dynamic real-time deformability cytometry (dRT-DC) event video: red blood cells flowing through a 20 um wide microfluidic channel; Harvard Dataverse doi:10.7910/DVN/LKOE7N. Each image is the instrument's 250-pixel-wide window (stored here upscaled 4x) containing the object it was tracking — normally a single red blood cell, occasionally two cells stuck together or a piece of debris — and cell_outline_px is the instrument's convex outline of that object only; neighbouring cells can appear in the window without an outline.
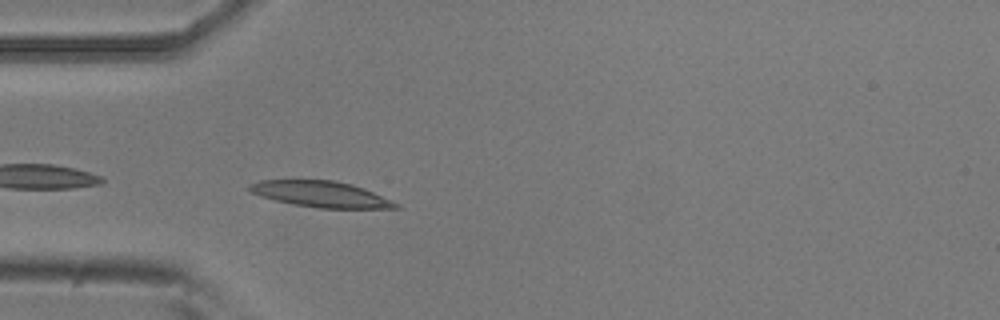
{"species": "common noctule bat (a hibernating species)", "species_latin": "Nyctalus noctula", "temperature_condition": "room temperature", "stored_images_in_passage": 40, "camera_frame_rate_fps": 3000, "um_per_image_px": 0.085, "animal": {"sex": "male", "body_mass_g": 20.5, "forearm_length_mm": 52.5}, "frame": {"image": 1, "passage_image": 2, "time_ms": 0.333, "image_size_px": [1000, 320], "cell_outline_px": [[400, 208], [320, 208], [292, 204], [260, 196], [248, 192], [248, 188], [252, 184], [260, 180], [336, 180], [352, 184], [364, 188], [400, 204]], "centroid_in_image_um": [27.28, 16.5], "position_along_channel_um": 57.7, "area_um2": 22.08}}
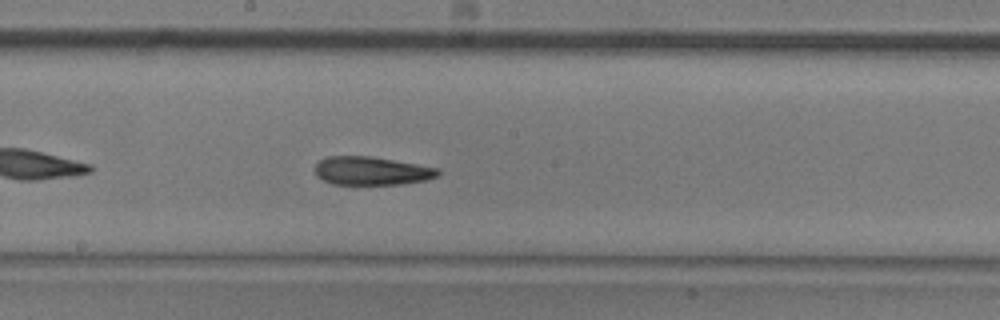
{"frame": {"image": 2, "passage_image": 15, "time_ms": 4.667, "image_size_px": [1000, 320], "cell_outline_px": [[440, 176], [428, 180], [400, 184], [332, 184], [316, 176], [316, 164], [320, 160], [328, 156], [368, 156], [440, 168]], "centroid_in_image_um": [31.62, 14.53], "position_along_channel_um": 216.6, "area_um2": 20.29}}
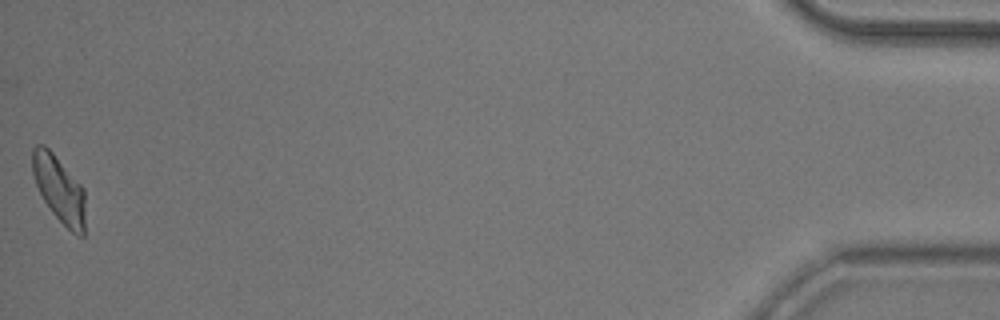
{"frame": {"image": 3, "passage_image": 40, "time_ms": 13.0, "image_size_px": [1000, 320], "cell_outline_px": [[84, 236], [76, 236], [52, 212], [44, 200], [36, 184], [32, 172], [32, 148], [36, 144], [44, 144], [52, 152], [84, 188]], "centroid_in_image_um": [5.02, 16.05], "position_along_channel_um": 430.2, "area_um2": 20.23}, "authors_computed_cell_mechanics": {"area_um2": 20.8947, "velocity_mm_per_s": 3.7335, "shape_relaxation_time_tau1_ms": 9.0543, "shape_relaxation_time_tau2_ms": 3.1281, "deformation_change_tau1": 0.2085, "deformation_change_tau2": 0.1029}}